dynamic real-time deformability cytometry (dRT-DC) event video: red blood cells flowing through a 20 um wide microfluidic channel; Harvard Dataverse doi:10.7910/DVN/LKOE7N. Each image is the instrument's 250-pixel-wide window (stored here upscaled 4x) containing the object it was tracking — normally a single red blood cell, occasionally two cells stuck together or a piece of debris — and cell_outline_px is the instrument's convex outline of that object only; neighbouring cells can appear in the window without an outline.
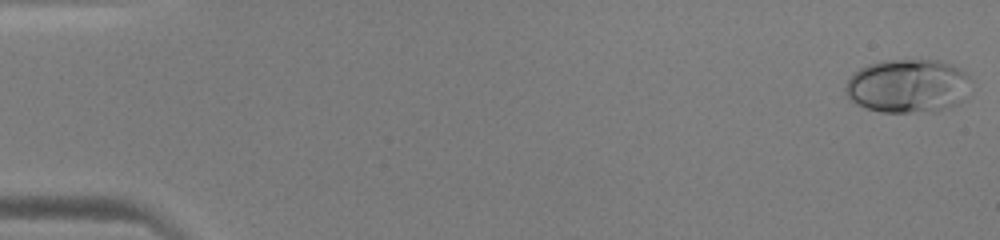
{"species": "human", "species_latin": "Homo sapiens", "temperature_condition": "warm", "stored_images_in_passage": 48, "camera_frame_rate_fps": 3000, "um_per_image_px": 0.085, "donor": {"sex": "male"}, "frame": {"image": 1, "passage_image": 1, "time_ms": 0.0, "image_size_px": [1000, 240], "cell_outline_px": [[972, 80], [964, 100], [960, 104], [936, 112], [880, 112], [856, 104], [844, 92], [844, 88], [848, 80], [860, 68], [868, 64], [880, 60], [940, 60], [952, 64], [968, 72]], "centroid_in_image_um": [77.23, 7.31], "position_along_channel_um": 7.8, "area_um2": 39.94}}
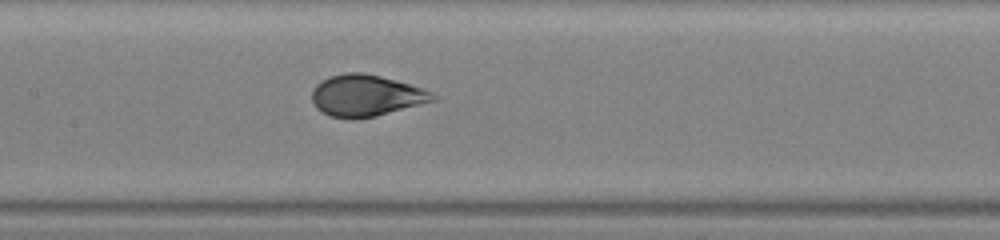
{"frame": {"image": 2, "passage_image": 24, "time_ms": 7.667, "image_size_px": [1000, 240], "cell_outline_px": [[436, 100], [376, 116], [352, 120], [328, 116], [320, 112], [312, 104], [312, 88], [316, 84], [328, 76], [344, 72], [364, 72], [396, 80], [424, 88], [432, 92], [436, 96]], "centroid_in_image_um": [31.06, 8.13], "position_along_channel_um": 176.3, "area_um2": 29.71}}
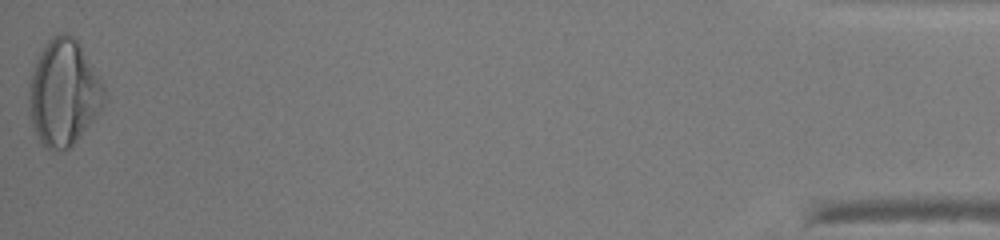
{"frame": {"image": 3, "passage_image": 48, "time_ms": 15.667, "image_size_px": [1000, 240], "cell_outline_px": [[104, 104], [100, 112], [80, 136], [68, 148], [44, 148], [36, 136], [32, 128], [28, 104], [28, 92], [32, 72], [36, 60], [40, 52], [48, 40], [52, 36], [60, 32], [64, 32], [72, 36], [80, 44], [104, 84]], "centroid_in_image_um": [5.4, 7.87], "position_along_channel_um": 429.8, "area_um2": 46.47}}